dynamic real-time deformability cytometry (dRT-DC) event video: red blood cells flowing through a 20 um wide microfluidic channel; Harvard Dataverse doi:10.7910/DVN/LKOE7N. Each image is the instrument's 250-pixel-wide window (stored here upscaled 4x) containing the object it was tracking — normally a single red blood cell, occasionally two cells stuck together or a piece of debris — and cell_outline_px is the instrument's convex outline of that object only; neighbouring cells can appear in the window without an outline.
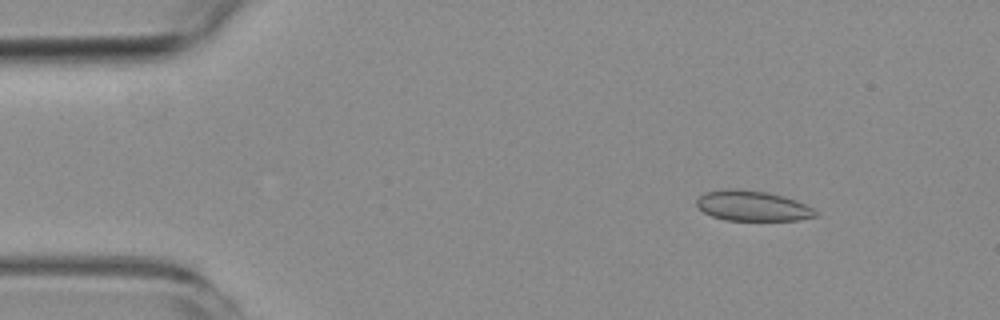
{"species": "common noctule bat (a hibernating species)", "species_latin": "Nyctalus noctula", "temperature_condition": "room temperature", "stored_images_in_passage": 4, "camera_frame_rate_fps": 3000, "um_per_image_px": 0.085, "animal": {"sex": "female", "body_mass_g": 19.3, "forearm_length_mm": 54.1}, "frame": {"image": 1, "passage_image": 2, "time_ms": 1.333, "image_size_px": [1000, 320], "cell_outline_px": [[820, 216], [800, 220], [724, 220], [712, 216], [704, 212], [696, 204], [696, 200], [704, 192], [728, 188], [736, 188], [768, 192], [784, 196], [796, 200], [820, 212]], "centroid_in_image_um": [63.99, 17.49], "position_along_channel_um": 21.0, "area_um2": 21.21}}
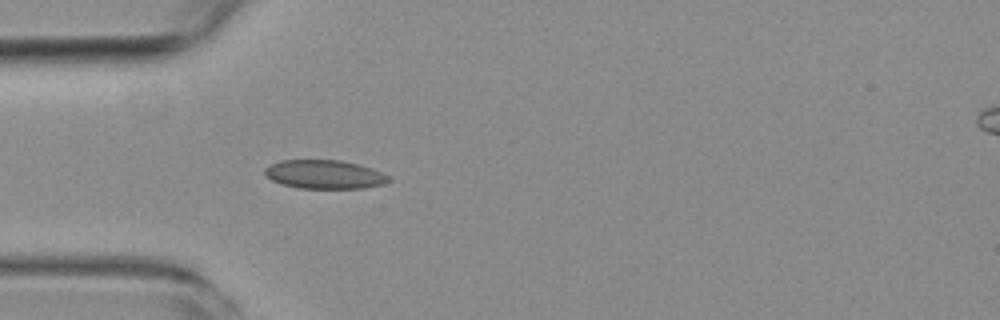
{"frame": {"image": 2, "passage_image": 4, "time_ms": 4.333, "image_size_px": [1000, 320], "cell_outline_px": [[392, 180], [384, 184], [364, 188], [300, 188], [280, 184], [264, 176], [264, 168], [268, 164], [280, 160], [340, 160], [360, 164], [372, 168], [392, 176]], "centroid_in_image_um": [27.59, 14.82], "position_along_channel_um": 57.4, "area_um2": 21.15}}